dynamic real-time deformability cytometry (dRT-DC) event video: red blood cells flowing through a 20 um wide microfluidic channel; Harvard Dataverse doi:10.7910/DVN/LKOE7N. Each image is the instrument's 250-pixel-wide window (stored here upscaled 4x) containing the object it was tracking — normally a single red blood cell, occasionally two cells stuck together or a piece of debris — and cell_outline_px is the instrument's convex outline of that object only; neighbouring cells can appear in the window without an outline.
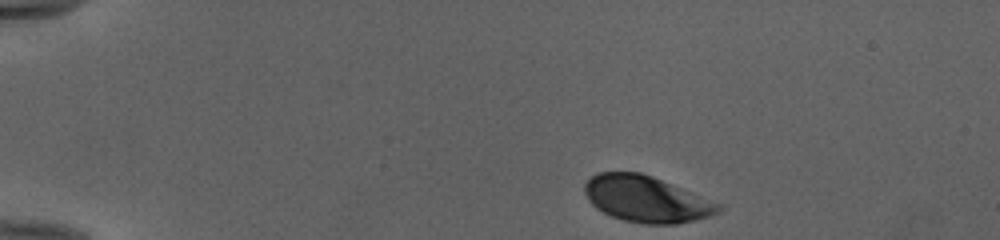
{"species": "human", "species_latin": "Homo sapiens", "temperature_condition": "cold", "stored_images_in_passage": 44, "camera_frame_rate_fps": 3000, "um_per_image_px": 0.085, "donor": {"sex": "female"}, "frame": {"image": 1, "passage_image": 1, "time_ms": 0.0, "image_size_px": [1000, 240], "cell_outline_px": [[724, 208], [720, 212], [712, 216], [676, 224], [644, 224], [624, 220], [612, 216], [596, 208], [588, 200], [584, 192], [584, 184], [596, 172], [640, 172], [652, 176], [720, 204]], "centroid_in_image_um": [54.93, 16.93], "position_along_channel_um": 30.1, "area_um2": 35.89}}
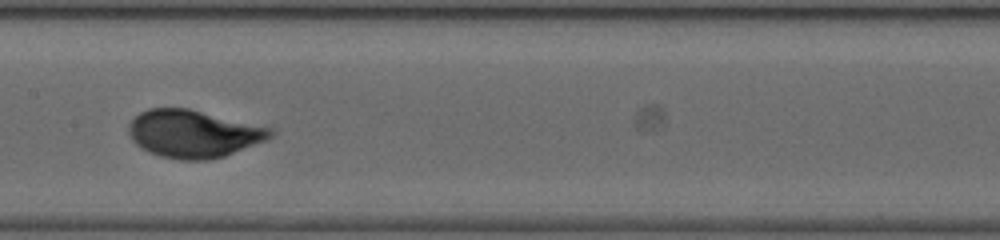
{"frame": {"image": 2, "passage_image": 20, "time_ms": 6.333, "image_size_px": [1000, 240], "cell_outline_px": [[276, 132], [272, 136], [264, 140], [224, 156], [208, 160], [180, 160], [160, 156], [148, 152], [140, 148], [132, 140], [128, 132], [128, 124], [140, 112], [148, 108], [188, 108], [272, 128]], "centroid_in_image_um": [16.4, 11.37], "position_along_channel_um": 191.0, "area_um2": 39.19}}
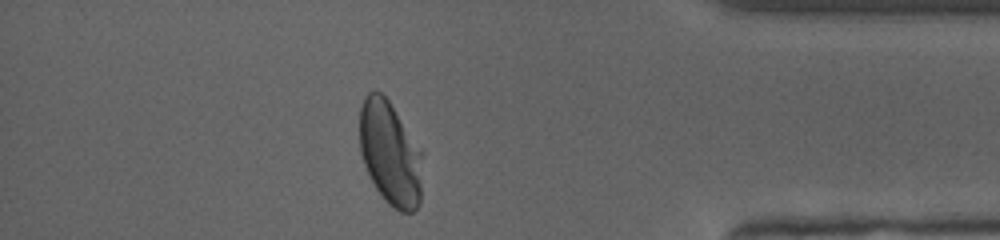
{"frame": {"image": 3, "passage_image": 38, "time_ms": 12.333, "image_size_px": [1000, 240], "cell_outline_px": [[424, 152], [420, 204], [412, 212], [400, 212], [392, 208], [384, 200], [376, 188], [364, 164], [360, 152], [360, 108], [364, 96], [368, 92], [380, 92], [388, 100]], "centroid_in_image_um": [33.2, 13.06], "position_along_channel_um": 402.0, "area_um2": 38.55}, "authors_computed_cell_mechanics": {"area_um2": 38.1769, "velocity_mm_per_s": 3.9467, "shape_relaxation_time_tau1_ms": 2.1917, "shape_relaxation_time_tau2_ms": null, "deformation_change_tau1": 0.1372, "deformation_change_tau2": null}}